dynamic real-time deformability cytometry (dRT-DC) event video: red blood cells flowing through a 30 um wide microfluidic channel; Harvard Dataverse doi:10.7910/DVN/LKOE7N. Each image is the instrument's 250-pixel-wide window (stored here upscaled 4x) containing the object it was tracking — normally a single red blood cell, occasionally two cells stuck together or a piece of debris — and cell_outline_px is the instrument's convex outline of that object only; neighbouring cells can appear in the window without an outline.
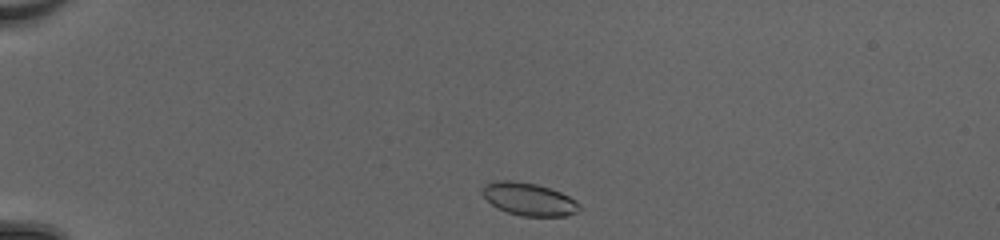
{"species": "common noctule bat (a hibernating species)", "species_latin": "Nyctalus noctula", "temperature_condition": "cold", "stored_images_in_passage": 39, "camera_frame_rate_fps": 3000, "um_per_image_px": 0.085, "animal": {"sex": "female", "body_mass_g": 20.0, "forearm_length_mm": 54.0}, "frame": {"image": 1, "passage_image": 1, "time_ms": 0.0, "image_size_px": [1000, 240], "cell_outline_px": [[580, 212], [568, 216], [520, 216], [496, 208], [480, 192], [484, 184], [496, 180], [512, 180], [536, 184], [560, 192], [576, 200], [580, 204]], "centroid_in_image_um": [44.96, 16.93], "position_along_channel_um": 40.0, "area_um2": 18.67}}
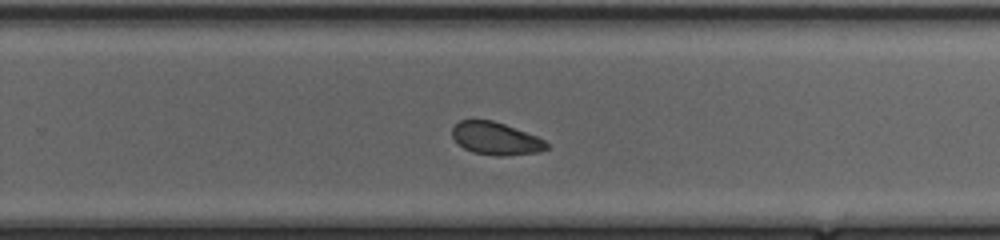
{"frame": {"image": 2, "passage_image": 23, "time_ms": 7.333, "image_size_px": [1000, 240], "cell_outline_px": [[548, 148], [540, 152], [500, 156], [496, 156], [472, 152], [464, 148], [452, 136], [452, 128], [460, 120], [492, 120], [504, 124], [536, 136], [544, 140], [548, 144]], "centroid_in_image_um": [42.14, 11.78], "position_along_channel_um": 287.7, "area_um2": 17.74}}
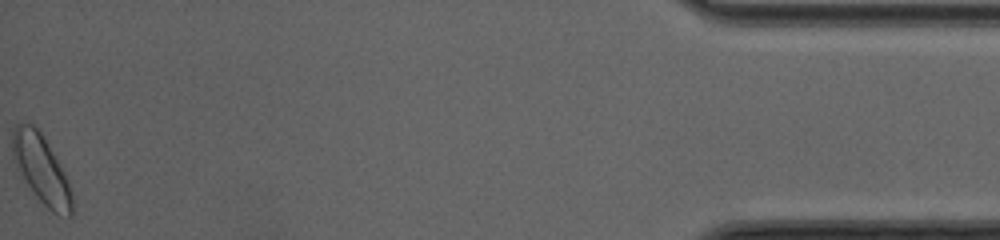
{"frame": {"image": 3, "passage_image": 39, "time_ms": 12.667, "image_size_px": [1000, 240], "cell_outline_px": [[72, 216], [68, 216], [52, 212], [36, 196], [16, 172], [12, 156], [12, 132], [16, 124], [32, 124], [40, 132], [56, 160], [68, 184], [72, 196]], "centroid_in_image_um": [3.44, 14.39], "position_along_channel_um": 431.8, "area_um2": 23.18}, "authors_computed_cell_mechanics": {"area_um2": 19.074, "velocity_mm_per_s": 4.1973, "shape_relaxation_time_tau1_ms": 1.7039, "shape_relaxation_time_tau2_ms": null, "deformation_change_tau1": 0.0424, "deformation_change_tau2": null}}